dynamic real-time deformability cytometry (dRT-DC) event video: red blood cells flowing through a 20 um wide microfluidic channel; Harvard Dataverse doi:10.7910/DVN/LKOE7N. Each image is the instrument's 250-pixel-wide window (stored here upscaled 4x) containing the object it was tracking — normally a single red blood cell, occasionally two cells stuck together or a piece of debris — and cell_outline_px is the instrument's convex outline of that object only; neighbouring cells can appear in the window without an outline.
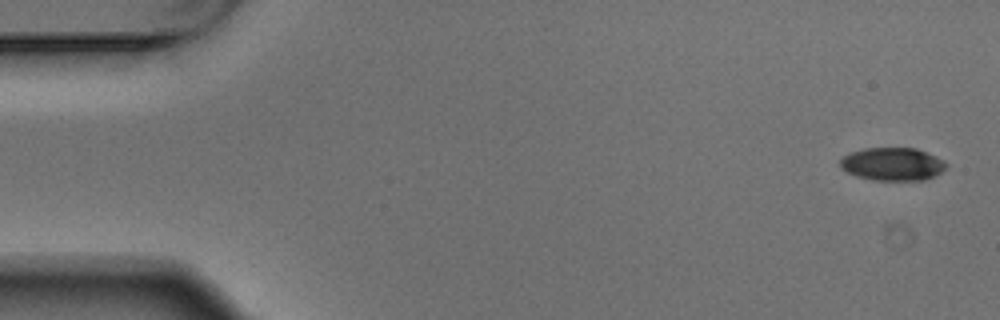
{"species": "Egyptian fruit bat (a non-hibernating species)", "species_latin": "Rousettus aegyptiacus", "temperature_condition": "warm", "stored_images_in_passage": 5, "camera_frame_rate_fps": 3000, "um_per_image_px": 0.085, "animal": {"sex": "male"}, "frame": {"image": 1, "passage_image": 1, "time_ms": 0.0, "image_size_px": [1000, 320], "cell_outline_px": [[948, 168], [924, 180], [872, 180], [856, 176], [840, 168], [840, 160], [844, 156], [852, 152], [864, 148], [916, 148], [936, 156], [944, 160], [948, 164]], "centroid_in_image_um": [75.88, 13.94], "position_along_channel_um": 9.1, "area_um2": 20.4}}
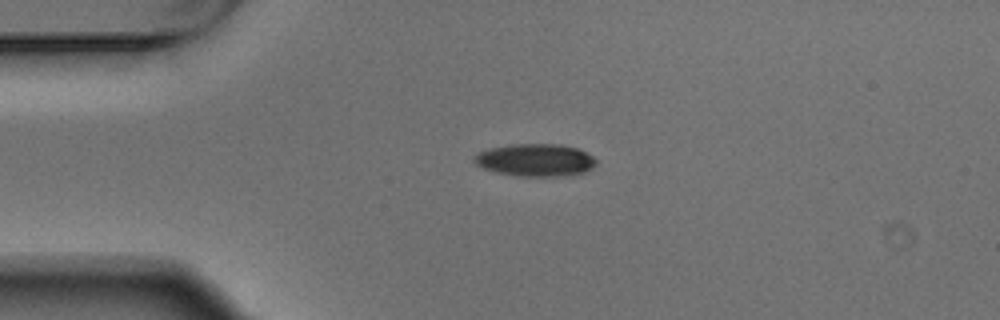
{"frame": {"image": 2, "passage_image": 4, "time_ms": 1.0, "image_size_px": [1000, 320], "cell_outline_px": [[596, 164], [592, 168], [584, 172], [564, 176], [520, 176], [496, 172], [484, 168], [476, 164], [472, 160], [472, 156], [488, 148], [512, 144], [560, 144], [576, 148], [592, 156], [596, 160]], "centroid_in_image_um": [45.48, 13.6], "position_along_channel_um": 39.5, "area_um2": 23.06}}